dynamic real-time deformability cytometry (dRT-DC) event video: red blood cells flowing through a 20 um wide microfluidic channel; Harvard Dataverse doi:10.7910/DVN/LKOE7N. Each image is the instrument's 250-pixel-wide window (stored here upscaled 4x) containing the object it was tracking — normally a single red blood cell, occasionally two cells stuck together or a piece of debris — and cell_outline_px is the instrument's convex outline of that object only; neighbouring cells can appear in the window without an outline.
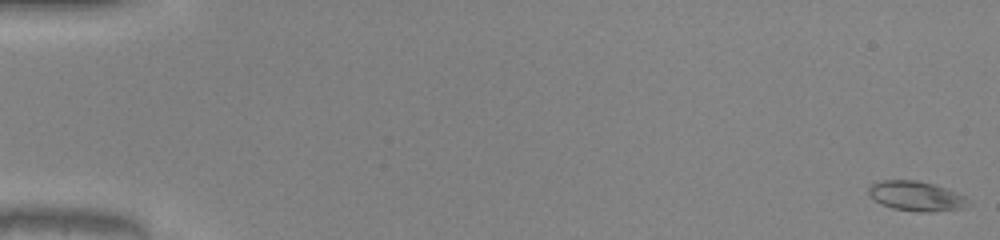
{"species": "common noctule bat (a hibernating species)", "species_latin": "Nyctalus noctula", "temperature_condition": "warm", "stored_images_in_passage": 51, "camera_frame_rate_fps": 3000, "um_per_image_px": 0.085, "animal": {"sex": "male", "body_mass_g": 20.0, "forearm_length_mm": 53.3}, "frame": {"image": 1, "passage_image": 1, "time_ms": 0.0, "image_size_px": [1000, 240], "cell_outline_px": [[972, 204], [964, 208], [932, 212], [920, 212], [892, 208], [880, 204], [868, 192], [868, 188], [872, 184], [880, 180], [916, 180], [932, 184], [956, 192], [972, 200]], "centroid_in_image_um": [77.93, 16.68], "position_along_channel_um": 7.1, "area_um2": 17.34}}
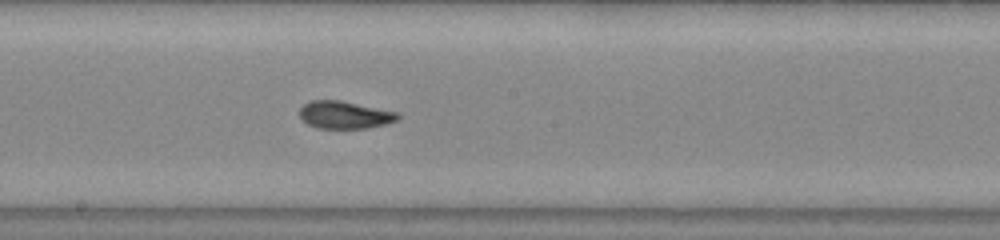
{"frame": {"image": 2, "passage_image": 29, "time_ms": 9.333, "image_size_px": [1000, 240], "cell_outline_px": [[400, 120], [368, 128], [316, 128], [308, 124], [300, 116], [300, 108], [304, 104], [312, 100], [340, 100], [400, 112]], "centroid_in_image_um": [29.35, 9.76], "position_along_channel_um": 218.9, "area_um2": 15.84}}
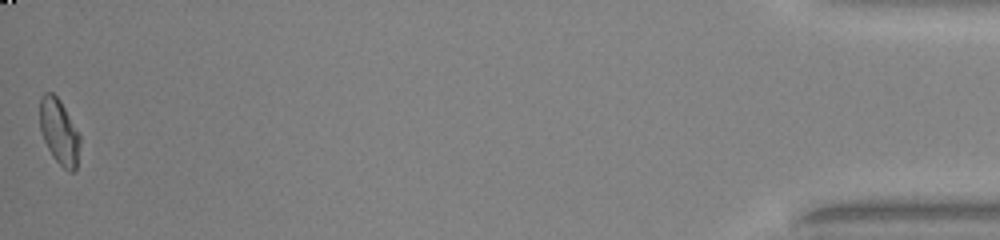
{"frame": {"image": 3, "passage_image": 51, "time_ms": 16.667, "image_size_px": [1000, 240], "cell_outline_px": [[80, 140], [76, 168], [72, 172], [68, 172], [52, 156], [44, 140], [40, 128], [40, 96], [44, 92], [52, 92], [60, 100], [80, 136]], "centroid_in_image_um": [5.01, 11.19], "position_along_channel_um": 430.2, "area_um2": 15.09}, "authors_computed_cell_mechanics": {"area_um2": 16.184, "velocity_mm_per_s": 4.1278, "shape_relaxation_time_tau1_ms": 9.6484, "shape_relaxation_time_tau2_ms": 1.6389, "deformation_change_tau1": 0.2662, "deformation_change_tau2": 0.0702}}